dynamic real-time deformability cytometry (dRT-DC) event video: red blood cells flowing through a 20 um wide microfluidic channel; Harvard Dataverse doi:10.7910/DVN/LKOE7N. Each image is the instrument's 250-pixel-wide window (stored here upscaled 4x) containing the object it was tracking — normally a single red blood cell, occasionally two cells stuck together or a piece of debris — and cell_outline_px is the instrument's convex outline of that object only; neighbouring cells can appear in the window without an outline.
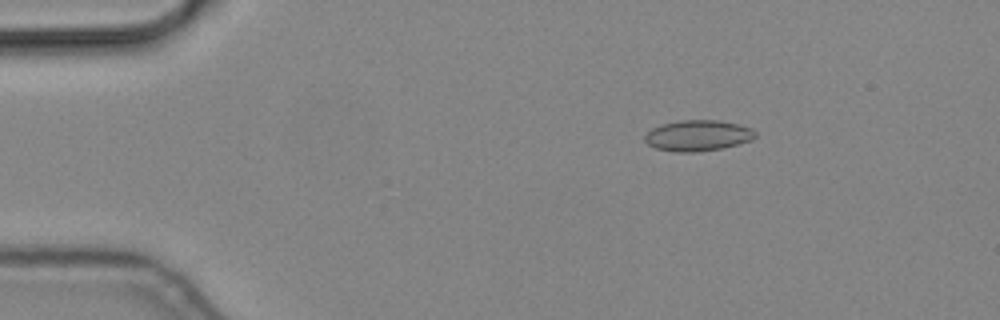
{"species": "common noctule bat (a hibernating species)", "species_latin": "Nyctalus noctula", "temperature_condition": "cold", "stored_images_in_passage": 6, "camera_frame_rate_fps": 3000, "um_per_image_px": 0.085, "animal": {"sex": "male", "body_mass_g": 19.2, "forearm_length_mm": 51.8}, "frame": {"image": 1, "passage_image": 3, "time_ms": 0.667, "image_size_px": [1000, 320], "cell_outline_px": [[756, 136], [752, 140], [720, 148], [692, 152], [676, 152], [656, 148], [648, 144], [644, 140], [644, 136], [652, 128], [664, 124], [680, 120], [720, 120], [752, 128], [756, 132]], "centroid_in_image_um": [59.32, 11.51], "position_along_channel_um": 25.7, "area_um2": 19.65}}
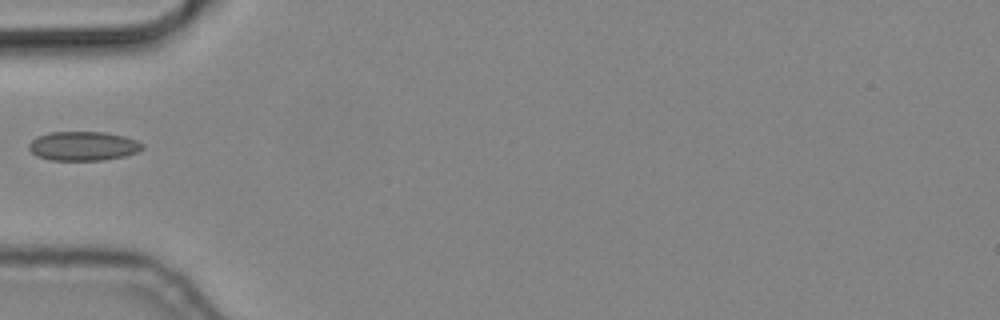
{"frame": {"image": 2, "passage_image": 5, "time_ms": 1.333, "image_size_px": [1000, 320], "cell_outline_px": [[144, 148], [136, 152], [124, 156], [104, 160], [48, 160], [36, 156], [28, 148], [28, 144], [36, 136], [52, 132], [104, 132], [124, 136], [136, 140], [144, 144]], "centroid_in_image_um": [7.05, 12.41], "position_along_channel_um": 77.9, "area_um2": 19.36}}
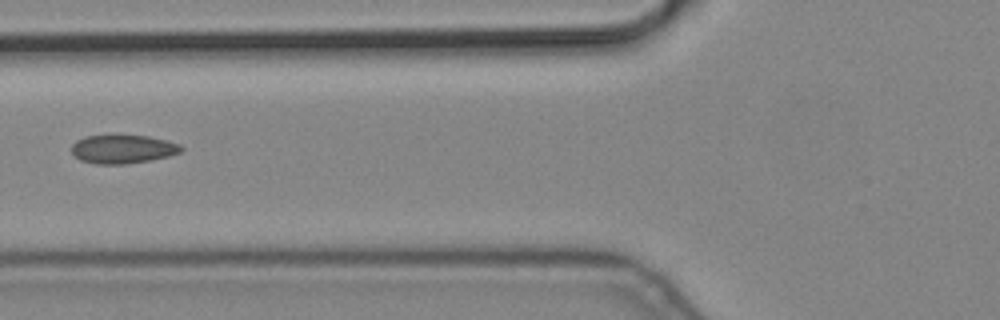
{"frame": {"image": 3, "passage_image": 6, "time_ms": 1.667, "image_size_px": [1000, 320], "cell_outline_px": [[184, 148], [180, 152], [168, 156], [148, 160], [124, 164], [96, 164], [80, 160], [72, 152], [72, 144], [76, 140], [84, 136], [148, 136], [180, 144]], "centroid_in_image_um": [10.42, 12.68], "position_along_channel_um": 115.4, "area_um2": 17.98}}